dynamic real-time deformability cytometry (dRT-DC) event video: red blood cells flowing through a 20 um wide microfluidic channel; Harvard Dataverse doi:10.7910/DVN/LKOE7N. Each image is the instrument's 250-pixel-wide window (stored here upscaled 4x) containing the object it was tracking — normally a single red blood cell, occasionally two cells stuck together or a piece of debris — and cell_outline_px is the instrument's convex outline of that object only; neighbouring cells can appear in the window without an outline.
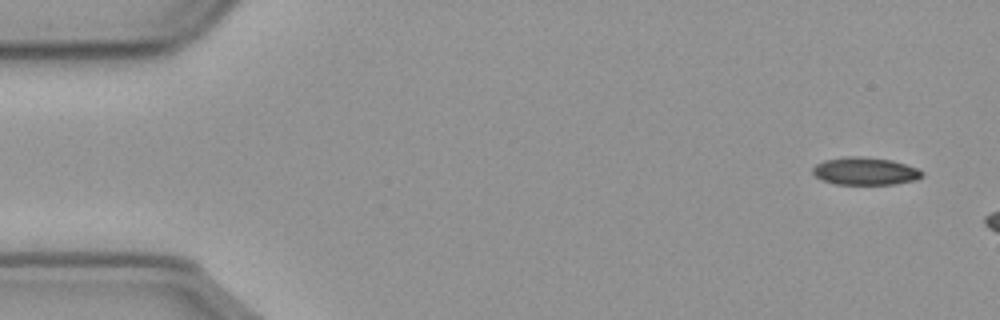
{"species": "common noctule bat (a hibernating species)", "species_latin": "Nyctalus noctula", "temperature_condition": "cold", "stored_images_in_passage": 10, "camera_frame_rate_fps": 3000, "um_per_image_px": 0.085, "animal": {"sex": "male", "body_mass_g": 23.1, "forearm_length_mm": 52.7}, "frame": {"image": 1, "passage_image": 1, "time_ms": 0.0, "image_size_px": [1000, 320], "cell_outline_px": [[924, 176], [916, 180], [896, 184], [836, 184], [824, 180], [816, 176], [812, 172], [812, 168], [816, 164], [824, 160], [844, 156], [864, 156], [892, 160], [916, 168], [924, 172]], "centroid_in_image_um": [73.55, 14.54], "position_along_channel_um": 11.5, "area_um2": 17.69}}